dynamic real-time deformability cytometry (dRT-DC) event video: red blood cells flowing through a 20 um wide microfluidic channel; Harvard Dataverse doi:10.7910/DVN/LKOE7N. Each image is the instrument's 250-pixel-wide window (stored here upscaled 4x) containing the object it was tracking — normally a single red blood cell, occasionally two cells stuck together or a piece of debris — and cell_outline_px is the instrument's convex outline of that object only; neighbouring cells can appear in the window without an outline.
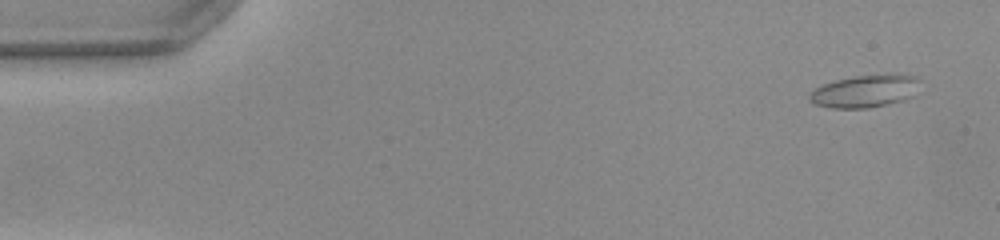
{"species": "common noctule bat (a hibernating species)", "species_latin": "Nyctalus noctula", "temperature_condition": "warm", "stored_images_in_passage": 50, "camera_frame_rate_fps": 3000, "um_per_image_px": 0.085, "animal": {"sex": "female", "body_mass_g": 22.0, "forearm_length_mm": 56.7}, "frame": {"image": 1, "passage_image": 1, "time_ms": 0.0, "image_size_px": [1000, 240], "cell_outline_px": [[916, 80], [912, 96], [904, 100], [868, 108], [832, 108], [816, 104], [808, 100], [808, 96], [816, 88], [824, 84], [836, 80], [856, 76], [888, 72], [896, 72], [916, 76]], "centroid_in_image_um": [73.51, 7.72], "position_along_channel_um": 11.5, "area_um2": 20.87}}
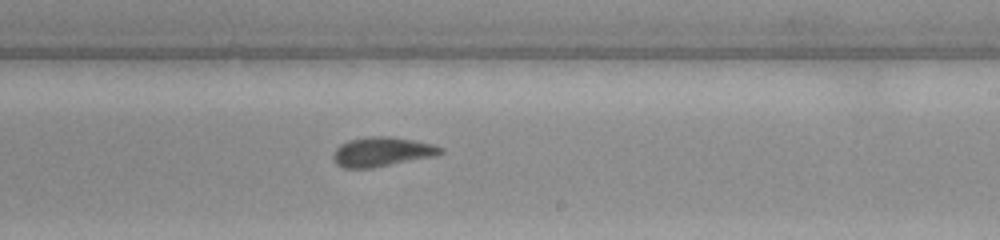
{"frame": {"image": 2, "passage_image": 29, "time_ms": 9.333, "image_size_px": [1000, 240], "cell_outline_px": [[444, 152], [436, 156], [372, 168], [344, 168], [336, 164], [332, 156], [336, 148], [340, 144], [348, 140], [372, 136], [388, 136], [412, 140], [432, 144], [444, 148]], "centroid_in_image_um": [32.47, 12.91], "position_along_channel_um": 256.5, "area_um2": 18.44}}
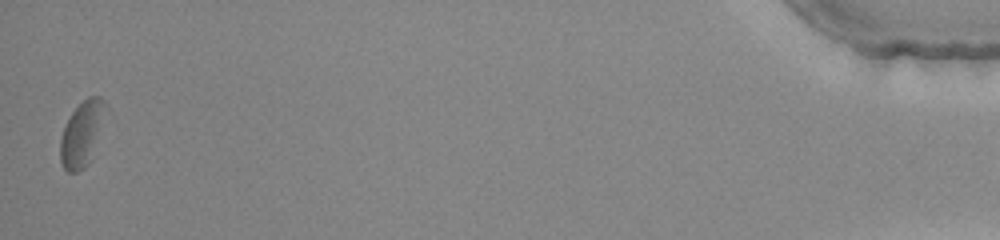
{"frame": {"image": 3, "passage_image": 49, "time_ms": 16.0, "image_size_px": [1000, 240], "cell_outline_px": [[108, 108], [88, 164], [84, 168], [76, 172], [68, 172], [64, 168], [60, 160], [60, 136], [64, 124], [72, 112], [88, 96], [100, 96], [108, 104]], "centroid_in_image_um": [6.96, 11.33], "position_along_channel_um": 428.2, "area_um2": 17.17}}